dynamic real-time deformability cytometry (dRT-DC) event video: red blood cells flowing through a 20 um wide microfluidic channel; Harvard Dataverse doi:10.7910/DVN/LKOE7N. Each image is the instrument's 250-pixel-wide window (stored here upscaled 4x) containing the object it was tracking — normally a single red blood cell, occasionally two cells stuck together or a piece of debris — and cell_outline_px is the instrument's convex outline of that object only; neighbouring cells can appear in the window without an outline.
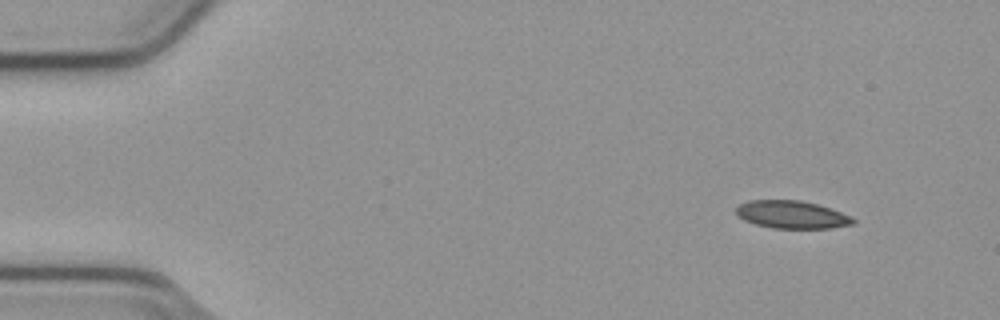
{"species": "common noctule bat (a hibernating species)", "species_latin": "Nyctalus noctula", "temperature_condition": "cold", "stored_images_in_passage": 50, "camera_frame_rate_fps": 3000, "um_per_image_px": 0.085, "animal": {"sex": "male", "body_mass_g": 23.1, "forearm_length_mm": 52.7}, "frame": {"image": 1, "passage_image": 1, "time_ms": 0.0, "image_size_px": [1000, 320], "cell_outline_px": [[856, 220], [852, 224], [832, 228], [772, 228], [756, 224], [744, 220], [736, 212], [736, 208], [740, 204], [748, 200], [800, 200], [816, 204], [852, 216]], "centroid_in_image_um": [67.3, 18.24], "position_along_channel_um": 17.7, "area_um2": 18.73}}
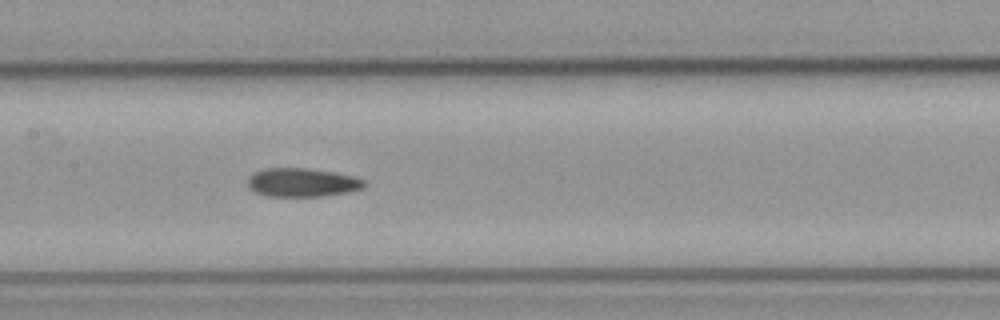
{"frame": {"image": 2, "passage_image": 22, "time_ms": 7.0, "image_size_px": [1000, 320], "cell_outline_px": [[368, 184], [364, 188], [348, 192], [324, 196], [264, 196], [252, 192], [248, 188], [248, 176], [264, 168], [304, 168], [332, 172], [352, 176], [364, 180]], "centroid_in_image_um": [25.66, 15.52], "position_along_channel_um": 181.7, "area_um2": 19.59}}
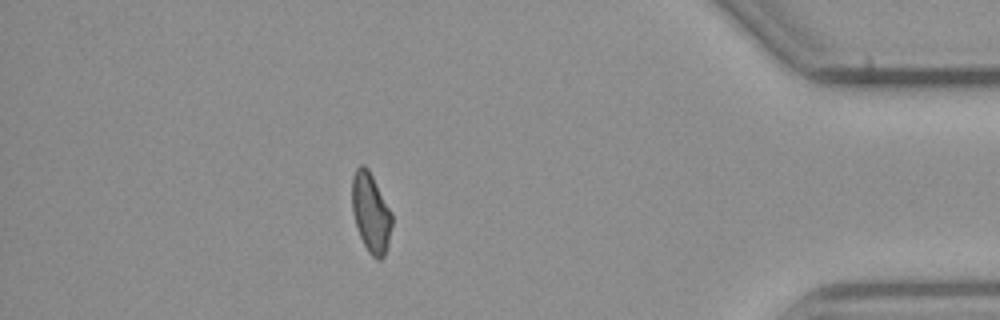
{"frame": {"image": 3, "passage_image": 43, "time_ms": 14.0, "image_size_px": [1000, 320], "cell_outline_px": [[392, 224], [388, 244], [384, 256], [380, 260], [376, 260], [368, 252], [356, 228], [352, 212], [352, 176], [356, 168], [360, 164], [364, 164], [368, 168], [392, 212]], "centroid_in_image_um": [31.51, 18.08], "position_along_channel_um": 403.7, "area_um2": 18.67}, "authors_computed_cell_mechanics": {"area_um2": 19.5364, "velocity_mm_per_s": 3.809, "shape_relaxation_time_tau1_ms": null, "shape_relaxation_time_tau2_ms": 9.5476, "deformation_change_tau1": null, "deformation_change_tau2": 0.1729}}